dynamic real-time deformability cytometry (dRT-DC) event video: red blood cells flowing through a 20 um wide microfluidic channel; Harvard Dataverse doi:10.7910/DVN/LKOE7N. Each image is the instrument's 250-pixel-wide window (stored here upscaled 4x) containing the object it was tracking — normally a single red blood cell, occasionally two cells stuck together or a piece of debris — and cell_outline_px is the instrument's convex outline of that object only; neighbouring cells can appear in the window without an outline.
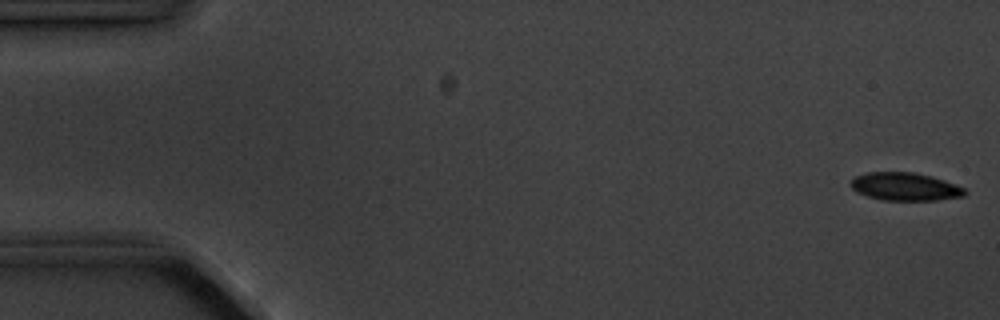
{"species": "common noctule bat (a hibernating species)", "species_latin": "Nyctalus noctula", "temperature_condition": "cold", "stored_images_in_passage": 5, "camera_frame_rate_fps": 3000, "um_per_image_px": 0.085, "animal": {"sex": "male", "body_mass_g": 20.1, "forearm_length_mm": 53.5}, "frame": {"image": 1, "passage_image": 1, "time_ms": 0.0, "image_size_px": [1000, 320], "cell_outline_px": [[964, 196], [936, 200], [884, 200], [868, 196], [856, 192], [848, 184], [856, 176], [868, 172], [912, 172], [932, 176], [944, 180], [964, 188]], "centroid_in_image_um": [76.89, 15.86], "position_along_channel_um": 8.1, "area_um2": 18.44}}
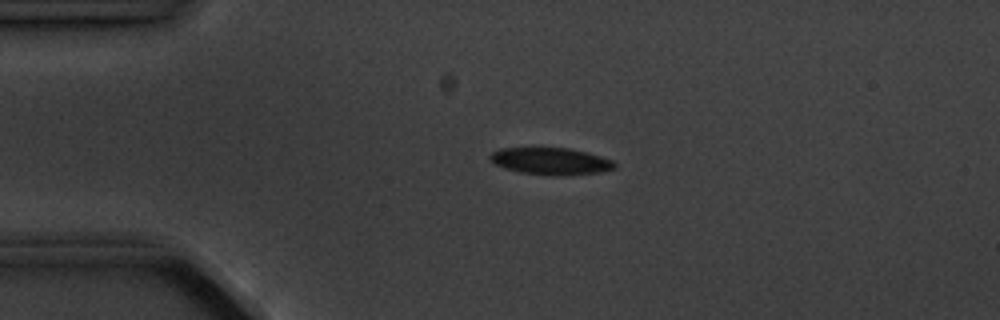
{"frame": {"image": 2, "passage_image": 4, "time_ms": 3.667, "image_size_px": [1000, 320], "cell_outline_px": [[616, 168], [600, 172], [552, 176], [520, 172], [504, 168], [488, 160], [488, 156], [492, 152], [500, 148], [572, 148], [588, 152], [612, 160], [616, 164]], "centroid_in_image_um": [46.8, 13.69], "position_along_channel_um": 38.2, "area_um2": 19.65}}